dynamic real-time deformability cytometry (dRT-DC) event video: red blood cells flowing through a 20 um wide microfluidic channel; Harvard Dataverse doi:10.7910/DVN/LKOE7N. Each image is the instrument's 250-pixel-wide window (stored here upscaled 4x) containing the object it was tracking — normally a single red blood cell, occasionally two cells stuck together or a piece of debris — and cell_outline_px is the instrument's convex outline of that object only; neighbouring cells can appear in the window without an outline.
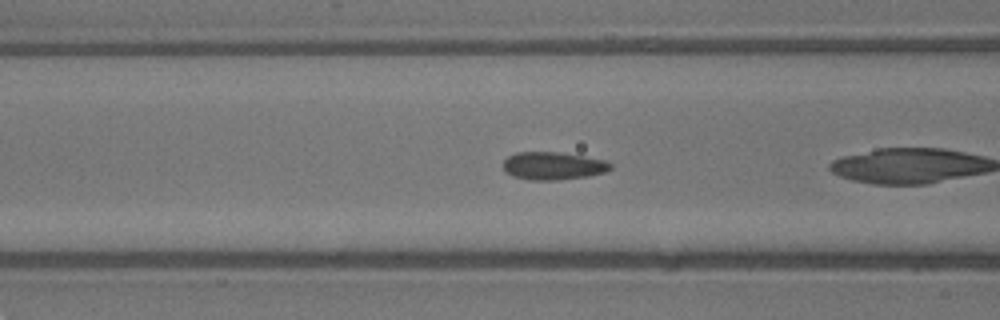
{"species": "common noctule bat (a hibernating species)", "species_latin": "Nyctalus noctula", "temperature_condition": "warm", "stored_images_in_passage": 51, "segment_of_instrument_passage": [1, 2], "camera_frame_rate_fps": 3000, "um_per_image_px": 0.085, "animal": {"sex": "male", "body_mass_g": 13.3}, "frame": {"image": 1, "passage_image": 20, "time_ms": 6.333, "image_size_px": [1000, 320], "cell_outline_px": [[612, 168], [604, 172], [588, 176], [560, 180], [528, 180], [512, 176], [504, 172], [504, 160], [508, 156], [516, 152], [560, 152], [608, 160], [612, 164]], "centroid_in_image_um": [47.02, 14.1], "position_along_channel_um": 119.6, "area_um2": 17.63}}